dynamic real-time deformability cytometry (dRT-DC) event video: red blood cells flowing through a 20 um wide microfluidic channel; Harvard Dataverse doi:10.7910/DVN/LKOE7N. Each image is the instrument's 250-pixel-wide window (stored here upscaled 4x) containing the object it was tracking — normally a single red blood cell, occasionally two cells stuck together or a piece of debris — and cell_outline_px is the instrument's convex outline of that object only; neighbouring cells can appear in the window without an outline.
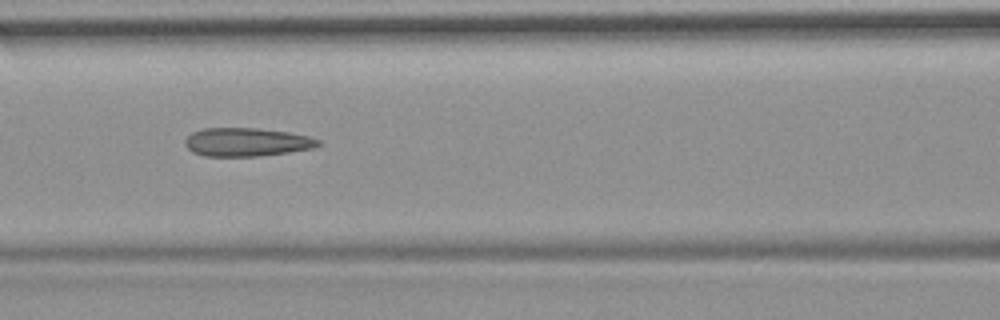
{"species": "common noctule bat (a hibernating species)", "species_latin": "Nyctalus noctula", "temperature_condition": "room temperature", "stored_images_in_passage": 53, "camera_frame_rate_fps": 3000, "um_per_image_px": 0.085, "animal": {"sex": "female", "body_mass_g": 19.9}, "frame": {"image": 1, "passage_image": 23, "time_ms": 7.333, "image_size_px": [1000, 320], "cell_outline_px": [[320, 144], [316, 148], [260, 156], [204, 156], [192, 152], [184, 144], [184, 140], [192, 132], [204, 128], [256, 128], [288, 132], [308, 136], [320, 140]], "centroid_in_image_um": [20.96, 12.08], "position_along_channel_um": 145.6, "area_um2": 22.14}, "authors_computed_cell_mechanics": {"area_um2": 22.4264, "velocity_mm_per_s": 3.7185, "shape_relaxation_time_tau1_ms": null, "shape_relaxation_time_tau2_ms": 2.7184, "deformation_change_tau1": null, "deformation_change_tau2": 0.1189}}